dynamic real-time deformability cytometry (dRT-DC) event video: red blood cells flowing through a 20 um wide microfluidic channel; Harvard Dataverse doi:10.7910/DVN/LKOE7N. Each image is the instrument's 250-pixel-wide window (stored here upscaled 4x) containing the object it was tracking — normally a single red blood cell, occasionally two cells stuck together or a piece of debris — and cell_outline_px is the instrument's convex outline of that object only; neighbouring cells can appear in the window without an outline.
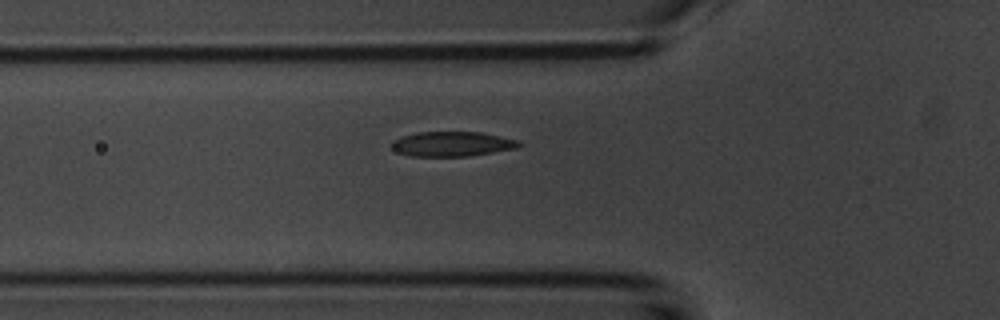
{"species": "common noctule bat (a hibernating species)", "species_latin": "Nyctalus noctula", "temperature_condition": "room temperature", "stored_images_in_passage": 39, "camera_frame_rate_fps": 3000, "um_per_image_px": 0.085, "animal": {"sex": "male", "body_mass_g": 20.1, "forearm_length_mm": 53.5}, "frame": {"image": 1, "passage_image": 5, "time_ms": 1.333, "image_size_px": [1000, 320], "cell_outline_px": [[524, 144], [516, 148], [468, 156], [408, 156], [396, 152], [392, 148], [392, 140], [400, 136], [416, 132], [480, 132], [520, 140]], "centroid_in_image_um": [38.41, 12.23], "position_along_channel_um": 87.4, "area_um2": 18.55}}
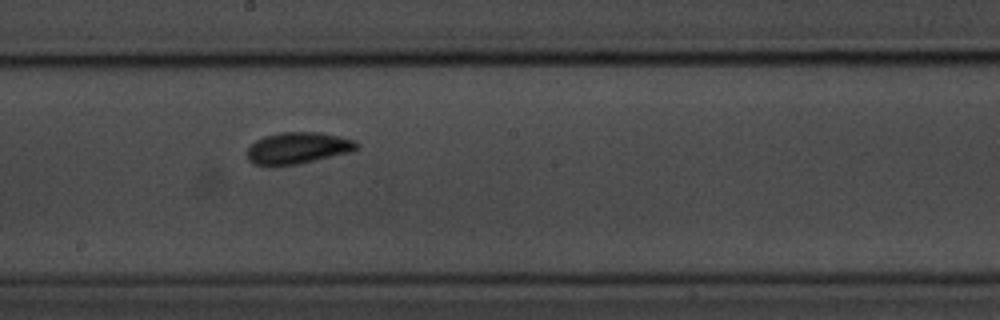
{"frame": {"image": 2, "passage_image": 16, "time_ms": 5.0, "image_size_px": [1000, 320], "cell_outline_px": [[360, 148], [352, 152], [300, 164], [272, 168], [268, 168], [252, 164], [248, 160], [248, 148], [256, 140], [264, 136], [280, 132], [320, 132], [356, 140], [360, 144]], "centroid_in_image_um": [25.32, 12.62], "position_along_channel_um": 222.9, "area_um2": 20.92}}
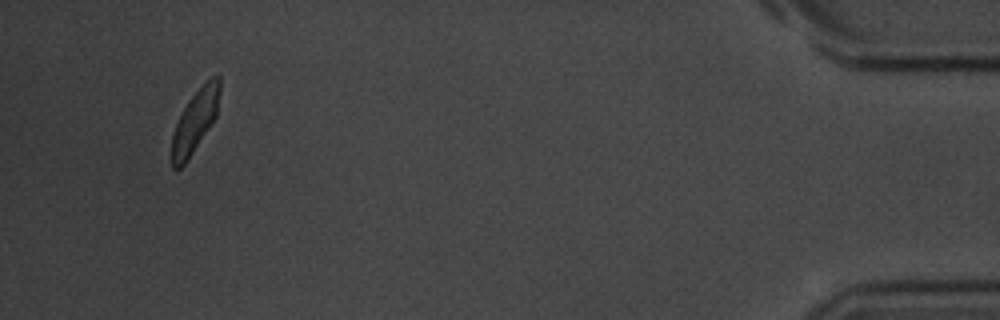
{"frame": {"image": 3, "passage_image": 38, "time_ms": 12.333, "image_size_px": [1000, 320], "cell_outline_px": [[220, 92], [216, 116], [188, 160], [180, 168], [172, 168], [172, 132], [188, 100], [212, 76], [220, 76]], "centroid_in_image_um": [16.58, 10.31], "position_along_channel_um": 418.6, "area_um2": 17.05}}